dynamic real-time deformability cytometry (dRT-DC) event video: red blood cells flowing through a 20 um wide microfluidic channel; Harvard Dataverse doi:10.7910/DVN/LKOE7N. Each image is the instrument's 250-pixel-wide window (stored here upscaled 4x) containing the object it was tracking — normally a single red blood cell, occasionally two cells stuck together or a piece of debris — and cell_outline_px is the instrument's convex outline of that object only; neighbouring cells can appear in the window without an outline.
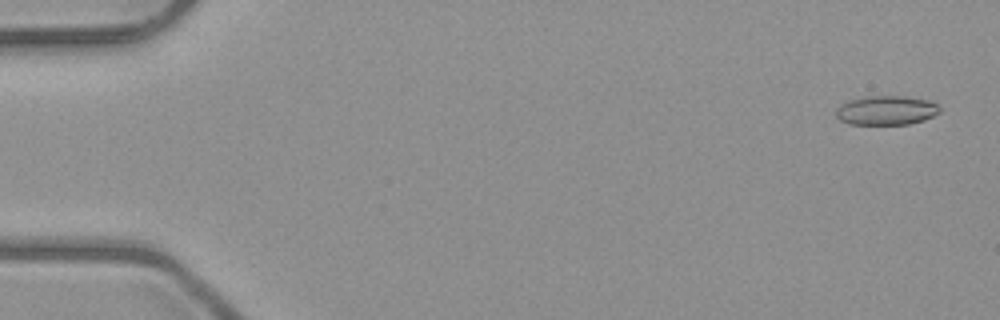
{"species": "common noctule bat (a hibernating species)", "species_latin": "Nyctalus noctula", "temperature_condition": "room temperature", "stored_images_in_passage": 52, "camera_frame_rate_fps": 3000, "um_per_image_px": 0.085, "animal": {"sex": "male", "body_mass_g": 23.1, "forearm_length_mm": 52.7}, "frame": {"image": 1, "passage_image": 2, "time_ms": 0.333, "image_size_px": [1000, 320], "cell_outline_px": [[940, 112], [924, 120], [908, 124], [848, 124], [840, 120], [836, 116], [836, 108], [840, 104], [848, 100], [868, 96], [904, 96], [928, 100], [936, 104], [940, 108]], "centroid_in_image_um": [75.3, 9.38], "position_along_channel_um": 9.7, "area_um2": 17.69}}
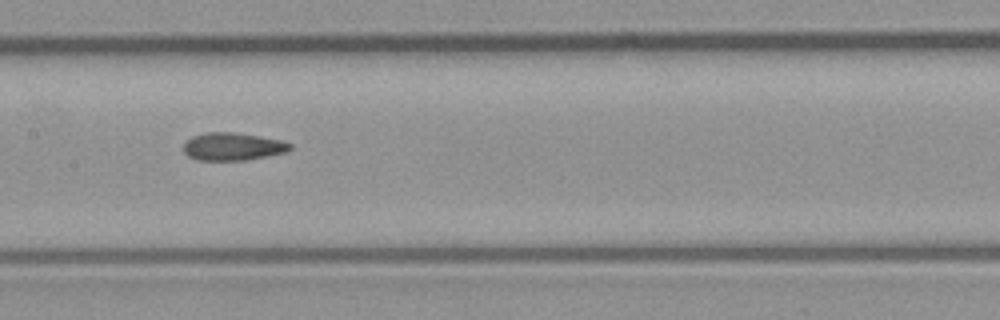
{"frame": {"image": 2, "passage_image": 26, "time_ms": 8.333, "image_size_px": [1000, 320], "cell_outline_px": [[292, 148], [284, 152], [244, 160], [196, 160], [188, 156], [184, 152], [184, 144], [192, 136], [208, 132], [232, 132], [280, 140], [292, 144]], "centroid_in_image_um": [19.74, 12.46], "position_along_channel_um": 187.7, "area_um2": 16.88}}
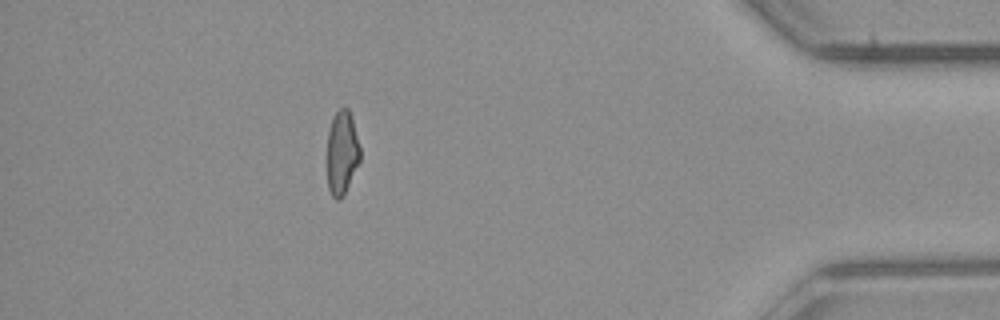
{"frame": {"image": 3, "passage_image": 46, "time_ms": 15.0, "image_size_px": [1000, 320], "cell_outline_px": [[360, 160], [344, 196], [340, 200], [336, 200], [332, 196], [328, 188], [328, 132], [332, 120], [336, 112], [340, 108], [348, 108], [352, 116], [360, 148]], "centroid_in_image_um": [29.08, 13.0], "position_along_channel_um": 406.1, "area_um2": 16.07}, "authors_computed_cell_mechanics": {"area_um2": 17.4267, "velocity_mm_per_s": 4.0314, "shape_relaxation_time_tau1_ms": null, "shape_relaxation_time_tau2_ms": 2.9484, "deformation_change_tau1": null, "deformation_change_tau2": 0.1123}}